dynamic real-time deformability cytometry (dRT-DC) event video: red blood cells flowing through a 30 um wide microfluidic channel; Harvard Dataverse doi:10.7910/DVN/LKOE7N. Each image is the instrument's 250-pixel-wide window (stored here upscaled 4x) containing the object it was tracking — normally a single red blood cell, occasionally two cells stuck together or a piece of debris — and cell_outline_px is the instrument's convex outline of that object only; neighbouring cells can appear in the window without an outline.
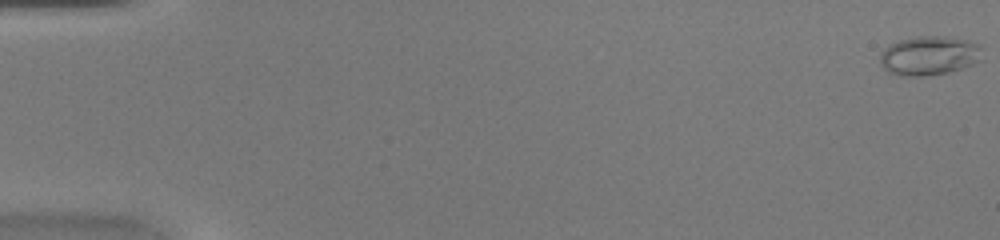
{"species": "common noctule bat (a hibernating species)", "species_latin": "Nyctalus noctula", "temperature_condition": "warm", "stored_images_in_passage": 16, "camera_frame_rate_fps": 3000, "um_per_image_px": 0.085, "animal": {"sex": "female", "body_mass_g": 20.0, "forearm_length_mm": 54.0}, "frame": {"image": 1, "passage_image": 1, "time_ms": 0.0, "image_size_px": [1000, 240], "cell_outline_px": [[980, 60], [972, 64], [948, 72], [928, 76], [900, 76], [888, 72], [880, 64], [880, 56], [884, 48], [888, 44], [900, 40], [920, 36], [944, 36], [964, 40], [980, 44]], "centroid_in_image_um": [78.93, 4.73], "position_along_channel_um": 6.1, "area_um2": 23.24}}